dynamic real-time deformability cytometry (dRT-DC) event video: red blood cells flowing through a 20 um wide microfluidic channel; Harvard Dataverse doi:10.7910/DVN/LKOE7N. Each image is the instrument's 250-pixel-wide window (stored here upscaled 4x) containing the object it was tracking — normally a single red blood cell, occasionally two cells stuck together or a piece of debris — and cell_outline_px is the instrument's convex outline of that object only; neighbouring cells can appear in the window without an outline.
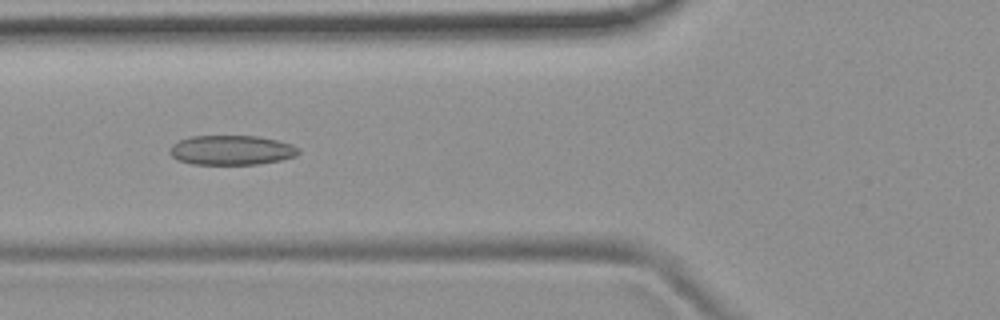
{"species": "common noctule bat (a hibernating species)", "species_latin": "Nyctalus noctula", "temperature_condition": "room temperature", "stored_images_in_passage": 52, "camera_frame_rate_fps": 3000, "um_per_image_px": 0.085, "animal": {"sex": "female", "body_mass_g": 19.9}, "frame": {"image": 1, "passage_image": 19, "time_ms": 6.0, "image_size_px": [1000, 320], "cell_outline_px": [[300, 152], [296, 156], [280, 160], [256, 164], [192, 164], [176, 160], [168, 152], [172, 144], [180, 140], [192, 136], [256, 136], [276, 140], [292, 144], [300, 148]], "centroid_in_image_um": [19.66, 12.76], "position_along_channel_um": 106.1, "area_um2": 22.25}}
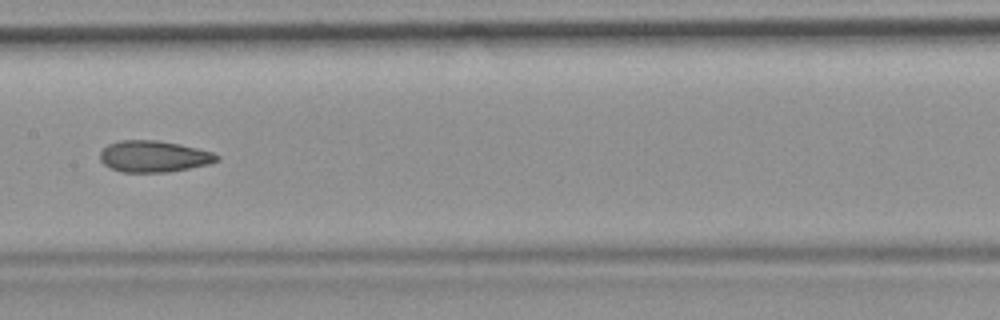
{"frame": {"image": 2, "passage_image": 26, "time_ms": 8.333, "image_size_px": [1000, 320], "cell_outline_px": [[220, 160], [208, 164], [168, 172], [124, 172], [112, 168], [104, 164], [100, 160], [100, 152], [108, 144], [120, 140], [156, 140], [180, 144], [212, 152], [220, 156]], "centroid_in_image_um": [13.08, 13.29], "position_along_channel_um": 194.3, "area_um2": 21.27}}
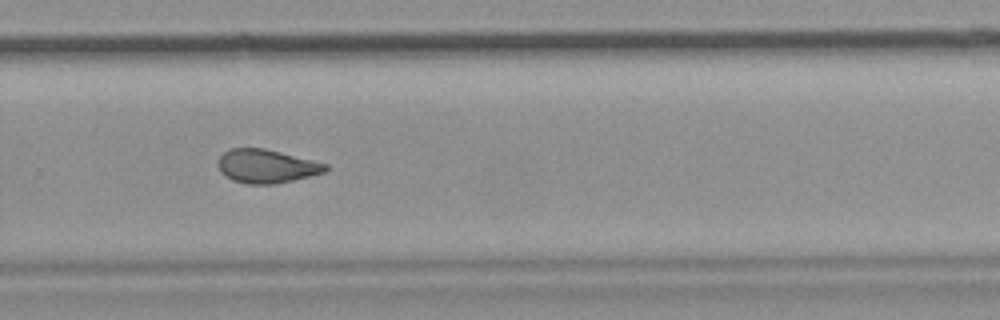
{"frame": {"image": 3, "passage_image": 35, "time_ms": 11.333, "image_size_px": [1000, 320], "cell_outline_px": [[328, 168], [324, 172], [276, 184], [248, 184], [232, 180], [224, 176], [220, 172], [216, 164], [216, 160], [224, 152], [232, 148], [264, 148], [328, 164]], "centroid_in_image_um": [22.58, 14.13], "position_along_channel_um": 307.2, "area_um2": 21.04}, "authors_computed_cell_mechanics": {"area_um2": 22.1663, "velocity_mm_per_s": 3.7777, "shape_relaxation_time_tau1_ms": null, "shape_relaxation_time_tau2_ms": 2.3596, "deformation_change_tau1": null, "deformation_change_tau2": 0.0866}}